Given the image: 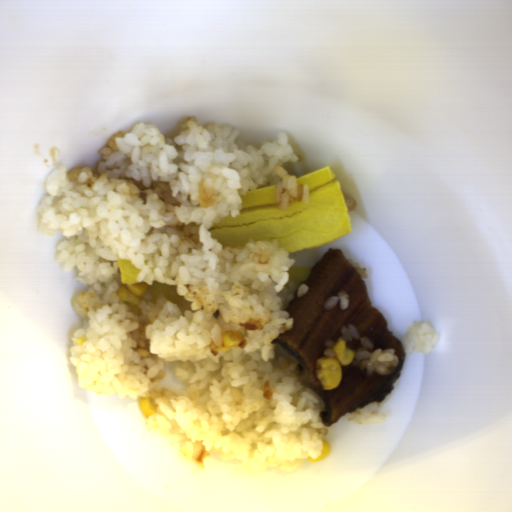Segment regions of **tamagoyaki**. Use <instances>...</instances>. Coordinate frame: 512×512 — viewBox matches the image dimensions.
Here are the masks:
<instances>
[{
  "mask_svg": "<svg viewBox=\"0 0 512 512\" xmlns=\"http://www.w3.org/2000/svg\"><path fill=\"white\" fill-rule=\"evenodd\" d=\"M308 203L293 200L284 210L275 203L277 185L241 196L238 217H223L209 229L224 247H244L250 239L268 240L288 254L320 247L352 231L345 194L330 166L305 174Z\"/></svg>",
  "mask_w": 512,
  "mask_h": 512,
  "instance_id": "tamagoyaki-1",
  "label": "tamagoyaki"
},
{
  "mask_svg": "<svg viewBox=\"0 0 512 512\" xmlns=\"http://www.w3.org/2000/svg\"><path fill=\"white\" fill-rule=\"evenodd\" d=\"M119 271H120V277H121V284L129 285L133 283H137L138 281V275L141 270L137 269L131 260L127 259H118L117 261Z\"/></svg>",
  "mask_w": 512,
  "mask_h": 512,
  "instance_id": "tamagoyaki-2",
  "label": "tamagoyaki"
},
{
  "mask_svg": "<svg viewBox=\"0 0 512 512\" xmlns=\"http://www.w3.org/2000/svg\"><path fill=\"white\" fill-rule=\"evenodd\" d=\"M313 267L314 266H291L289 269V279L296 285L306 284Z\"/></svg>",
  "mask_w": 512,
  "mask_h": 512,
  "instance_id": "tamagoyaki-3",
  "label": "tamagoyaki"
}]
</instances>
